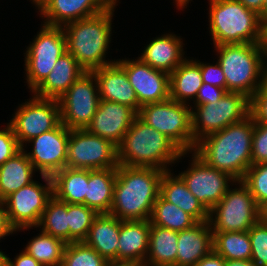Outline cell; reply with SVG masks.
I'll return each instance as SVG.
<instances>
[{"label": "cell", "instance_id": "cell-52", "mask_svg": "<svg viewBox=\"0 0 267 266\" xmlns=\"http://www.w3.org/2000/svg\"><path fill=\"white\" fill-rule=\"evenodd\" d=\"M261 220L267 224V203L260 208Z\"/></svg>", "mask_w": 267, "mask_h": 266}, {"label": "cell", "instance_id": "cell-37", "mask_svg": "<svg viewBox=\"0 0 267 266\" xmlns=\"http://www.w3.org/2000/svg\"><path fill=\"white\" fill-rule=\"evenodd\" d=\"M109 262L84 242L67 243L61 266H107Z\"/></svg>", "mask_w": 267, "mask_h": 266}, {"label": "cell", "instance_id": "cell-23", "mask_svg": "<svg viewBox=\"0 0 267 266\" xmlns=\"http://www.w3.org/2000/svg\"><path fill=\"white\" fill-rule=\"evenodd\" d=\"M213 250V231L207 221L178 232L177 260L174 266H195Z\"/></svg>", "mask_w": 267, "mask_h": 266}, {"label": "cell", "instance_id": "cell-39", "mask_svg": "<svg viewBox=\"0 0 267 266\" xmlns=\"http://www.w3.org/2000/svg\"><path fill=\"white\" fill-rule=\"evenodd\" d=\"M251 260L257 266H267V224L261 219L249 230Z\"/></svg>", "mask_w": 267, "mask_h": 266}, {"label": "cell", "instance_id": "cell-46", "mask_svg": "<svg viewBox=\"0 0 267 266\" xmlns=\"http://www.w3.org/2000/svg\"><path fill=\"white\" fill-rule=\"evenodd\" d=\"M16 233L15 229L10 225L4 202L0 200V242L10 235Z\"/></svg>", "mask_w": 267, "mask_h": 266}, {"label": "cell", "instance_id": "cell-24", "mask_svg": "<svg viewBox=\"0 0 267 266\" xmlns=\"http://www.w3.org/2000/svg\"><path fill=\"white\" fill-rule=\"evenodd\" d=\"M85 72L72 54L66 51L32 94L40 98L59 100Z\"/></svg>", "mask_w": 267, "mask_h": 266}, {"label": "cell", "instance_id": "cell-31", "mask_svg": "<svg viewBox=\"0 0 267 266\" xmlns=\"http://www.w3.org/2000/svg\"><path fill=\"white\" fill-rule=\"evenodd\" d=\"M53 195L69 204H84L88 169L65 167L52 176Z\"/></svg>", "mask_w": 267, "mask_h": 266}, {"label": "cell", "instance_id": "cell-1", "mask_svg": "<svg viewBox=\"0 0 267 266\" xmlns=\"http://www.w3.org/2000/svg\"><path fill=\"white\" fill-rule=\"evenodd\" d=\"M254 126L255 120L250 114L244 120L204 137L194 152L209 166L242 181L252 165Z\"/></svg>", "mask_w": 267, "mask_h": 266}, {"label": "cell", "instance_id": "cell-22", "mask_svg": "<svg viewBox=\"0 0 267 266\" xmlns=\"http://www.w3.org/2000/svg\"><path fill=\"white\" fill-rule=\"evenodd\" d=\"M149 220H120L118 263L144 265L149 250Z\"/></svg>", "mask_w": 267, "mask_h": 266}, {"label": "cell", "instance_id": "cell-10", "mask_svg": "<svg viewBox=\"0 0 267 266\" xmlns=\"http://www.w3.org/2000/svg\"><path fill=\"white\" fill-rule=\"evenodd\" d=\"M189 106L196 144L204 137L244 120L251 110L250 98L239 92H226L217 103Z\"/></svg>", "mask_w": 267, "mask_h": 266}, {"label": "cell", "instance_id": "cell-15", "mask_svg": "<svg viewBox=\"0 0 267 266\" xmlns=\"http://www.w3.org/2000/svg\"><path fill=\"white\" fill-rule=\"evenodd\" d=\"M190 154H192L190 155L192 158H189L188 168L179 171L178 176L184 181L188 190L209 211L219 203L236 180L229 174L209 166L194 151Z\"/></svg>", "mask_w": 267, "mask_h": 266}, {"label": "cell", "instance_id": "cell-54", "mask_svg": "<svg viewBox=\"0 0 267 266\" xmlns=\"http://www.w3.org/2000/svg\"><path fill=\"white\" fill-rule=\"evenodd\" d=\"M7 254L0 249V266H6Z\"/></svg>", "mask_w": 267, "mask_h": 266}, {"label": "cell", "instance_id": "cell-14", "mask_svg": "<svg viewBox=\"0 0 267 266\" xmlns=\"http://www.w3.org/2000/svg\"><path fill=\"white\" fill-rule=\"evenodd\" d=\"M58 102L62 124L68 129H86L100 102L95 75L92 72H85Z\"/></svg>", "mask_w": 267, "mask_h": 266}, {"label": "cell", "instance_id": "cell-13", "mask_svg": "<svg viewBox=\"0 0 267 266\" xmlns=\"http://www.w3.org/2000/svg\"><path fill=\"white\" fill-rule=\"evenodd\" d=\"M39 176L44 184L34 180L3 200L8 221L15 231L23 227H36L49 199L53 196L52 177Z\"/></svg>", "mask_w": 267, "mask_h": 266}, {"label": "cell", "instance_id": "cell-20", "mask_svg": "<svg viewBox=\"0 0 267 266\" xmlns=\"http://www.w3.org/2000/svg\"><path fill=\"white\" fill-rule=\"evenodd\" d=\"M174 33L153 37L138 57L153 69L171 74L187 58L183 38Z\"/></svg>", "mask_w": 267, "mask_h": 266}, {"label": "cell", "instance_id": "cell-40", "mask_svg": "<svg viewBox=\"0 0 267 266\" xmlns=\"http://www.w3.org/2000/svg\"><path fill=\"white\" fill-rule=\"evenodd\" d=\"M267 162V124L255 122L252 139V165Z\"/></svg>", "mask_w": 267, "mask_h": 266}, {"label": "cell", "instance_id": "cell-51", "mask_svg": "<svg viewBox=\"0 0 267 266\" xmlns=\"http://www.w3.org/2000/svg\"><path fill=\"white\" fill-rule=\"evenodd\" d=\"M175 3L174 5H176V9H178V11H184L185 8L187 9V7L189 6V2L191 3L192 0H173ZM184 9V10H183Z\"/></svg>", "mask_w": 267, "mask_h": 266}, {"label": "cell", "instance_id": "cell-48", "mask_svg": "<svg viewBox=\"0 0 267 266\" xmlns=\"http://www.w3.org/2000/svg\"><path fill=\"white\" fill-rule=\"evenodd\" d=\"M243 4L247 9L256 12L258 15L261 13L265 0H237Z\"/></svg>", "mask_w": 267, "mask_h": 266}, {"label": "cell", "instance_id": "cell-38", "mask_svg": "<svg viewBox=\"0 0 267 266\" xmlns=\"http://www.w3.org/2000/svg\"><path fill=\"white\" fill-rule=\"evenodd\" d=\"M242 182L249 188L260 208L267 203V162L251 165Z\"/></svg>", "mask_w": 267, "mask_h": 266}, {"label": "cell", "instance_id": "cell-57", "mask_svg": "<svg viewBox=\"0 0 267 266\" xmlns=\"http://www.w3.org/2000/svg\"><path fill=\"white\" fill-rule=\"evenodd\" d=\"M264 45L267 48V27L264 29Z\"/></svg>", "mask_w": 267, "mask_h": 266}, {"label": "cell", "instance_id": "cell-3", "mask_svg": "<svg viewBox=\"0 0 267 266\" xmlns=\"http://www.w3.org/2000/svg\"><path fill=\"white\" fill-rule=\"evenodd\" d=\"M164 172L152 167L119 165L109 214L121 221L149 220Z\"/></svg>", "mask_w": 267, "mask_h": 266}, {"label": "cell", "instance_id": "cell-56", "mask_svg": "<svg viewBox=\"0 0 267 266\" xmlns=\"http://www.w3.org/2000/svg\"><path fill=\"white\" fill-rule=\"evenodd\" d=\"M262 87L267 91V65L263 74Z\"/></svg>", "mask_w": 267, "mask_h": 266}, {"label": "cell", "instance_id": "cell-19", "mask_svg": "<svg viewBox=\"0 0 267 266\" xmlns=\"http://www.w3.org/2000/svg\"><path fill=\"white\" fill-rule=\"evenodd\" d=\"M114 0H47L37 11L42 23L63 27L103 12ZM120 1V0H116ZM44 19V20H43Z\"/></svg>", "mask_w": 267, "mask_h": 266}, {"label": "cell", "instance_id": "cell-42", "mask_svg": "<svg viewBox=\"0 0 267 266\" xmlns=\"http://www.w3.org/2000/svg\"><path fill=\"white\" fill-rule=\"evenodd\" d=\"M193 59L200 65L201 76L204 83L224 88L226 90L225 75L217 61H213L211 64L210 62H202L200 61L201 59Z\"/></svg>", "mask_w": 267, "mask_h": 266}, {"label": "cell", "instance_id": "cell-5", "mask_svg": "<svg viewBox=\"0 0 267 266\" xmlns=\"http://www.w3.org/2000/svg\"><path fill=\"white\" fill-rule=\"evenodd\" d=\"M217 62L226 79L227 92H239L250 99L262 87L267 65L264 43L213 45Z\"/></svg>", "mask_w": 267, "mask_h": 266}, {"label": "cell", "instance_id": "cell-55", "mask_svg": "<svg viewBox=\"0 0 267 266\" xmlns=\"http://www.w3.org/2000/svg\"><path fill=\"white\" fill-rule=\"evenodd\" d=\"M107 266H140V265L133 264V263H116V262H112V263H109Z\"/></svg>", "mask_w": 267, "mask_h": 266}, {"label": "cell", "instance_id": "cell-36", "mask_svg": "<svg viewBox=\"0 0 267 266\" xmlns=\"http://www.w3.org/2000/svg\"><path fill=\"white\" fill-rule=\"evenodd\" d=\"M98 213L84 204L68 203L69 243L83 242Z\"/></svg>", "mask_w": 267, "mask_h": 266}, {"label": "cell", "instance_id": "cell-27", "mask_svg": "<svg viewBox=\"0 0 267 266\" xmlns=\"http://www.w3.org/2000/svg\"><path fill=\"white\" fill-rule=\"evenodd\" d=\"M117 168L88 169V182L84 205L98 214H109L113 202Z\"/></svg>", "mask_w": 267, "mask_h": 266}, {"label": "cell", "instance_id": "cell-35", "mask_svg": "<svg viewBox=\"0 0 267 266\" xmlns=\"http://www.w3.org/2000/svg\"><path fill=\"white\" fill-rule=\"evenodd\" d=\"M149 221L153 225L171 229L176 232L191 228L197 223L191 215L184 212L176 205L164 200L160 195L153 205Z\"/></svg>", "mask_w": 267, "mask_h": 266}, {"label": "cell", "instance_id": "cell-33", "mask_svg": "<svg viewBox=\"0 0 267 266\" xmlns=\"http://www.w3.org/2000/svg\"><path fill=\"white\" fill-rule=\"evenodd\" d=\"M39 232L28 241L23 250L43 266H61L66 243L41 230Z\"/></svg>", "mask_w": 267, "mask_h": 266}, {"label": "cell", "instance_id": "cell-12", "mask_svg": "<svg viewBox=\"0 0 267 266\" xmlns=\"http://www.w3.org/2000/svg\"><path fill=\"white\" fill-rule=\"evenodd\" d=\"M118 166L116 145L87 129H70L66 167L102 170Z\"/></svg>", "mask_w": 267, "mask_h": 266}, {"label": "cell", "instance_id": "cell-16", "mask_svg": "<svg viewBox=\"0 0 267 266\" xmlns=\"http://www.w3.org/2000/svg\"><path fill=\"white\" fill-rule=\"evenodd\" d=\"M70 129L60 123L55 129L42 133L27 142L32 150H24L40 175L53 176L66 167Z\"/></svg>", "mask_w": 267, "mask_h": 266}, {"label": "cell", "instance_id": "cell-49", "mask_svg": "<svg viewBox=\"0 0 267 266\" xmlns=\"http://www.w3.org/2000/svg\"><path fill=\"white\" fill-rule=\"evenodd\" d=\"M225 266H257L253 260H225Z\"/></svg>", "mask_w": 267, "mask_h": 266}, {"label": "cell", "instance_id": "cell-11", "mask_svg": "<svg viewBox=\"0 0 267 266\" xmlns=\"http://www.w3.org/2000/svg\"><path fill=\"white\" fill-rule=\"evenodd\" d=\"M30 95L27 101L18 104L7 123L22 149L28 148L27 142L32 138L55 129L61 123L58 100Z\"/></svg>", "mask_w": 267, "mask_h": 266}, {"label": "cell", "instance_id": "cell-6", "mask_svg": "<svg viewBox=\"0 0 267 266\" xmlns=\"http://www.w3.org/2000/svg\"><path fill=\"white\" fill-rule=\"evenodd\" d=\"M209 36L213 45L264 43L259 15L237 0H208Z\"/></svg>", "mask_w": 267, "mask_h": 266}, {"label": "cell", "instance_id": "cell-8", "mask_svg": "<svg viewBox=\"0 0 267 266\" xmlns=\"http://www.w3.org/2000/svg\"><path fill=\"white\" fill-rule=\"evenodd\" d=\"M233 185L209 210L208 222L213 232L248 231L261 219L260 207L249 188L242 181Z\"/></svg>", "mask_w": 267, "mask_h": 266}, {"label": "cell", "instance_id": "cell-9", "mask_svg": "<svg viewBox=\"0 0 267 266\" xmlns=\"http://www.w3.org/2000/svg\"><path fill=\"white\" fill-rule=\"evenodd\" d=\"M24 52V83L30 89L28 92L32 93L52 71L59 57L66 52L63 28L41 23V29Z\"/></svg>", "mask_w": 267, "mask_h": 266}, {"label": "cell", "instance_id": "cell-26", "mask_svg": "<svg viewBox=\"0 0 267 266\" xmlns=\"http://www.w3.org/2000/svg\"><path fill=\"white\" fill-rule=\"evenodd\" d=\"M159 195L191 215L197 222L207 221L209 218V211L188 190L184 181L174 174L173 170L163 173Z\"/></svg>", "mask_w": 267, "mask_h": 266}, {"label": "cell", "instance_id": "cell-7", "mask_svg": "<svg viewBox=\"0 0 267 266\" xmlns=\"http://www.w3.org/2000/svg\"><path fill=\"white\" fill-rule=\"evenodd\" d=\"M138 117L154 130L166 135L183 152H192L196 143L192 135L191 107L171 98L140 107Z\"/></svg>", "mask_w": 267, "mask_h": 266}, {"label": "cell", "instance_id": "cell-43", "mask_svg": "<svg viewBox=\"0 0 267 266\" xmlns=\"http://www.w3.org/2000/svg\"><path fill=\"white\" fill-rule=\"evenodd\" d=\"M250 106L255 122L267 124V91L263 87L252 96Z\"/></svg>", "mask_w": 267, "mask_h": 266}, {"label": "cell", "instance_id": "cell-30", "mask_svg": "<svg viewBox=\"0 0 267 266\" xmlns=\"http://www.w3.org/2000/svg\"><path fill=\"white\" fill-rule=\"evenodd\" d=\"M178 232L151 224L149 250L143 266H174Z\"/></svg>", "mask_w": 267, "mask_h": 266}, {"label": "cell", "instance_id": "cell-45", "mask_svg": "<svg viewBox=\"0 0 267 266\" xmlns=\"http://www.w3.org/2000/svg\"><path fill=\"white\" fill-rule=\"evenodd\" d=\"M6 257V266H43L34 257L29 255L25 250H21L20 253L15 256L14 259Z\"/></svg>", "mask_w": 267, "mask_h": 266}, {"label": "cell", "instance_id": "cell-25", "mask_svg": "<svg viewBox=\"0 0 267 266\" xmlns=\"http://www.w3.org/2000/svg\"><path fill=\"white\" fill-rule=\"evenodd\" d=\"M119 232L120 219L111 214H98L83 242L109 263H118Z\"/></svg>", "mask_w": 267, "mask_h": 266}, {"label": "cell", "instance_id": "cell-50", "mask_svg": "<svg viewBox=\"0 0 267 266\" xmlns=\"http://www.w3.org/2000/svg\"><path fill=\"white\" fill-rule=\"evenodd\" d=\"M259 21L261 26L265 29L267 27V0L264 1L262 11L259 14Z\"/></svg>", "mask_w": 267, "mask_h": 266}, {"label": "cell", "instance_id": "cell-29", "mask_svg": "<svg viewBox=\"0 0 267 266\" xmlns=\"http://www.w3.org/2000/svg\"><path fill=\"white\" fill-rule=\"evenodd\" d=\"M36 172L26 153L21 149L0 166V200L3 201L11 193L33 182Z\"/></svg>", "mask_w": 267, "mask_h": 266}, {"label": "cell", "instance_id": "cell-47", "mask_svg": "<svg viewBox=\"0 0 267 266\" xmlns=\"http://www.w3.org/2000/svg\"><path fill=\"white\" fill-rule=\"evenodd\" d=\"M195 266H225V259L212 250L208 255L197 262Z\"/></svg>", "mask_w": 267, "mask_h": 266}, {"label": "cell", "instance_id": "cell-2", "mask_svg": "<svg viewBox=\"0 0 267 266\" xmlns=\"http://www.w3.org/2000/svg\"><path fill=\"white\" fill-rule=\"evenodd\" d=\"M118 3L120 4L114 0L103 12L62 27L66 38V51L72 54L86 72L95 71L117 60L106 58L112 47V22Z\"/></svg>", "mask_w": 267, "mask_h": 266}, {"label": "cell", "instance_id": "cell-4", "mask_svg": "<svg viewBox=\"0 0 267 266\" xmlns=\"http://www.w3.org/2000/svg\"><path fill=\"white\" fill-rule=\"evenodd\" d=\"M117 148L119 165L152 167L163 171L173 170L182 158L190 156V152H183L166 135L154 130L138 116Z\"/></svg>", "mask_w": 267, "mask_h": 266}, {"label": "cell", "instance_id": "cell-34", "mask_svg": "<svg viewBox=\"0 0 267 266\" xmlns=\"http://www.w3.org/2000/svg\"><path fill=\"white\" fill-rule=\"evenodd\" d=\"M213 250L225 260H251L249 231L213 232Z\"/></svg>", "mask_w": 267, "mask_h": 266}, {"label": "cell", "instance_id": "cell-21", "mask_svg": "<svg viewBox=\"0 0 267 266\" xmlns=\"http://www.w3.org/2000/svg\"><path fill=\"white\" fill-rule=\"evenodd\" d=\"M98 83L100 100L117 102L132 108L137 114L139 102L126 71L117 63L92 71Z\"/></svg>", "mask_w": 267, "mask_h": 266}, {"label": "cell", "instance_id": "cell-41", "mask_svg": "<svg viewBox=\"0 0 267 266\" xmlns=\"http://www.w3.org/2000/svg\"><path fill=\"white\" fill-rule=\"evenodd\" d=\"M5 124L6 126L0 127V166L22 149L12 128Z\"/></svg>", "mask_w": 267, "mask_h": 266}, {"label": "cell", "instance_id": "cell-53", "mask_svg": "<svg viewBox=\"0 0 267 266\" xmlns=\"http://www.w3.org/2000/svg\"><path fill=\"white\" fill-rule=\"evenodd\" d=\"M37 10H39L47 0H29Z\"/></svg>", "mask_w": 267, "mask_h": 266}, {"label": "cell", "instance_id": "cell-28", "mask_svg": "<svg viewBox=\"0 0 267 266\" xmlns=\"http://www.w3.org/2000/svg\"><path fill=\"white\" fill-rule=\"evenodd\" d=\"M190 58V59H189ZM171 74L170 98L176 102L191 104L203 84L200 65L189 56Z\"/></svg>", "mask_w": 267, "mask_h": 266}, {"label": "cell", "instance_id": "cell-17", "mask_svg": "<svg viewBox=\"0 0 267 266\" xmlns=\"http://www.w3.org/2000/svg\"><path fill=\"white\" fill-rule=\"evenodd\" d=\"M136 58L122 57V59H117L116 62L126 71L128 80L135 90L139 110L143 105L170 98L169 74L153 69L139 57Z\"/></svg>", "mask_w": 267, "mask_h": 266}, {"label": "cell", "instance_id": "cell-44", "mask_svg": "<svg viewBox=\"0 0 267 266\" xmlns=\"http://www.w3.org/2000/svg\"><path fill=\"white\" fill-rule=\"evenodd\" d=\"M224 88L216 87L207 83L202 84L195 100L190 105H205L208 103H217L225 94Z\"/></svg>", "mask_w": 267, "mask_h": 266}, {"label": "cell", "instance_id": "cell-18", "mask_svg": "<svg viewBox=\"0 0 267 266\" xmlns=\"http://www.w3.org/2000/svg\"><path fill=\"white\" fill-rule=\"evenodd\" d=\"M138 114L130 107L107 100H100L97 111L86 129L117 147Z\"/></svg>", "mask_w": 267, "mask_h": 266}, {"label": "cell", "instance_id": "cell-32", "mask_svg": "<svg viewBox=\"0 0 267 266\" xmlns=\"http://www.w3.org/2000/svg\"><path fill=\"white\" fill-rule=\"evenodd\" d=\"M36 230L39 229L53 237L60 238L66 244L69 243V226H68V203L59 200L55 195H53L47 206L42 213L39 224L36 227H23L17 232L29 231V229Z\"/></svg>", "mask_w": 267, "mask_h": 266}]
</instances>
